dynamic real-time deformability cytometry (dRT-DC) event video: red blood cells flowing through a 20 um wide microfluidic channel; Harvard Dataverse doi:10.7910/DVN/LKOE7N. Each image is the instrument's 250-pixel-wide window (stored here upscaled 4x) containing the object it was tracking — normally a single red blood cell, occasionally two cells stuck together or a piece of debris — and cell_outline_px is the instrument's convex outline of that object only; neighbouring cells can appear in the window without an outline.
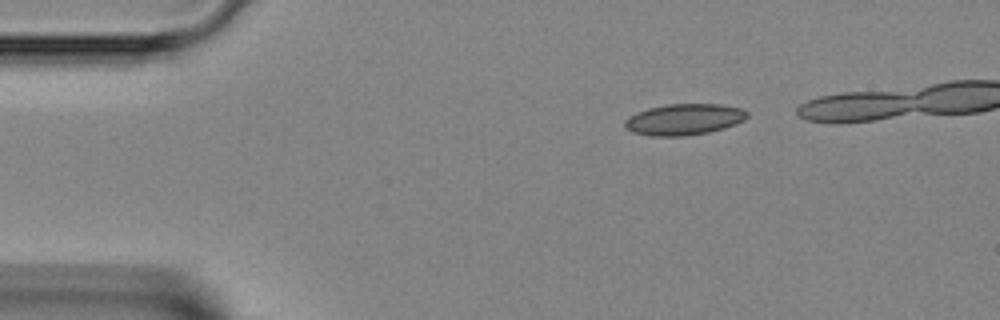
{"species": "Egyptian fruit bat (a non-hibernating species)", "species_latin": "Rousettus aegyptiacus", "temperature_condition": "room temperature", "stored_images_in_passage": 30, "camera_frame_rate_fps": 3000, "um_per_image_px": 0.085, "animal": {"sex": "female"}, "frame": {"image": 1, "passage_image": 1, "time_ms": 0.0, "image_size_px": [1000, 320], "cell_outline_px": [[748, 116], [744, 120], [736, 124], [724, 128], [708, 132], [684, 136], [648, 136], [632, 132], [624, 128], [624, 120], [628, 116], [636, 112], [648, 108], [668, 104], [720, 104], [740, 108], [748, 112]], "centroid_in_image_um": [58.1, 10.15], "position_along_channel_um": 26.9, "area_um2": 22.43}}
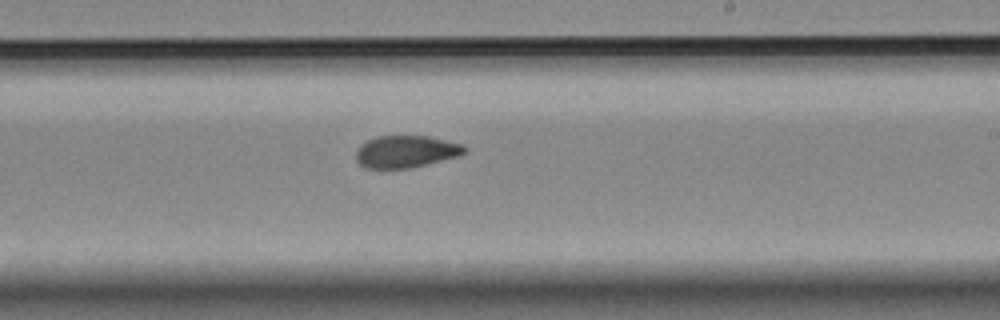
{"frame": {"image": 2, "passage_image": 20, "time_ms": 6.333, "image_size_px": [1000, 320], "cell_outline_px": [[468, 152], [460, 156], [412, 168], [364, 168], [356, 160], [356, 152], [360, 144], [376, 136], [428, 136], [464, 144], [468, 148]], "centroid_in_image_um": [34.55, 12.88], "position_along_channel_um": 254.4, "area_um2": 20.63}}
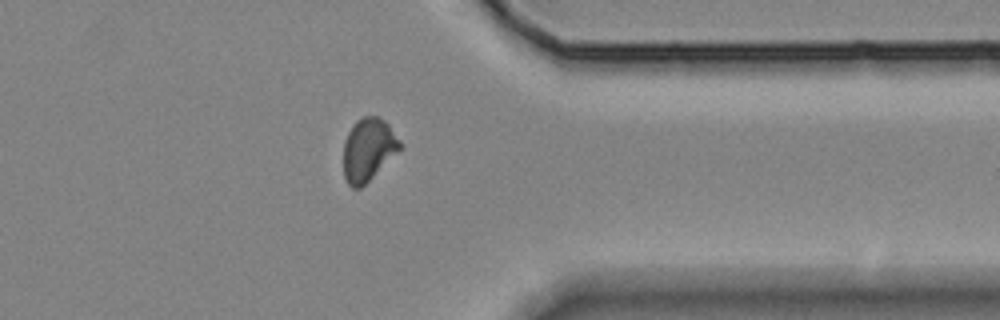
{"frame": {"image": 3, "passage_image": 29, "time_ms": 9.333, "image_size_px": [1000, 320], "cell_outline_px": [[404, 148], [360, 188], [352, 188], [348, 184], [344, 176], [344, 140], [348, 132], [356, 120], [360, 116], [376, 116], [384, 120], [388, 124], [404, 144]], "centroid_in_image_um": [31.34, 12.7], "position_along_channel_um": 380.1, "area_um2": 20.98}}